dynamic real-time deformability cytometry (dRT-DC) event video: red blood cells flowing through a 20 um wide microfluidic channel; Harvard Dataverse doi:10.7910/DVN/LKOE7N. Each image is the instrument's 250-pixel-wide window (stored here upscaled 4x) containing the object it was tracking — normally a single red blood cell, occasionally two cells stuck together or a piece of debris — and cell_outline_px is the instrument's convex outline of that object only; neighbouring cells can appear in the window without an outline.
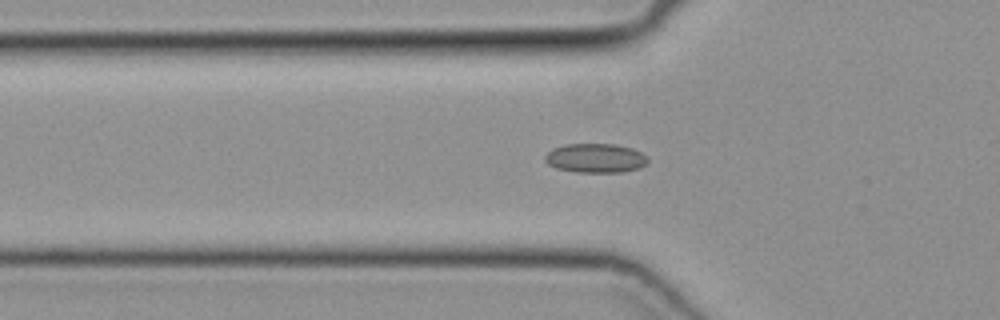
{"species": "common noctule bat (a hibernating species)", "species_latin": "Nyctalus noctula", "temperature_condition": "cold", "stored_images_in_passage": 46, "segment_of_instrument_passage": [1, 2], "camera_frame_rate_fps": 3000, "um_per_image_px": 0.085, "animal": {"sex": "female", "body_mass_g": 19.3, "forearm_length_mm": 54.1}, "frame": {"image": 1, "passage_image": 12, "time_ms": 3.667, "image_size_px": [1000, 320], "cell_outline_px": [[648, 160], [640, 168], [624, 172], [576, 172], [556, 168], [548, 164], [544, 160], [544, 156], [552, 148], [564, 144], [616, 144], [632, 148], [648, 156]], "centroid_in_image_um": [50.6, 13.44], "position_along_channel_um": 75.2, "area_um2": 17.63}}
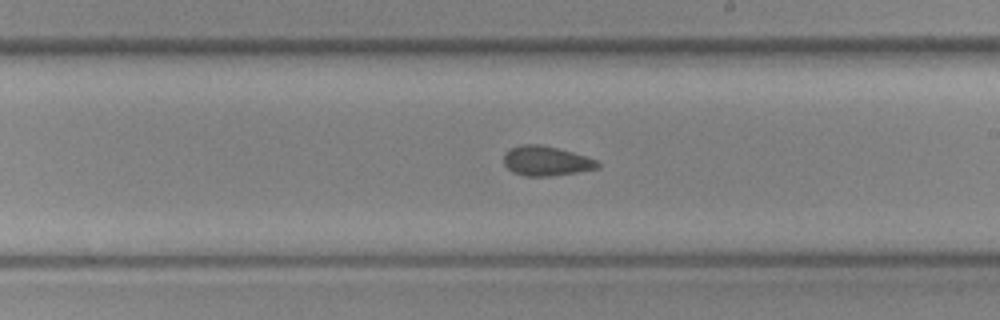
{"frame": {"image": 2, "passage_image": 24, "time_ms": 7.667, "image_size_px": [1000, 320], "cell_outline_px": [[600, 168], [552, 176], [524, 176], [512, 172], [504, 164], [504, 152], [520, 144], [540, 144], [572, 152], [596, 160], [600, 164]], "centroid_in_image_um": [46.4, 13.68], "position_along_channel_um": 242.6, "area_um2": 16.18}}
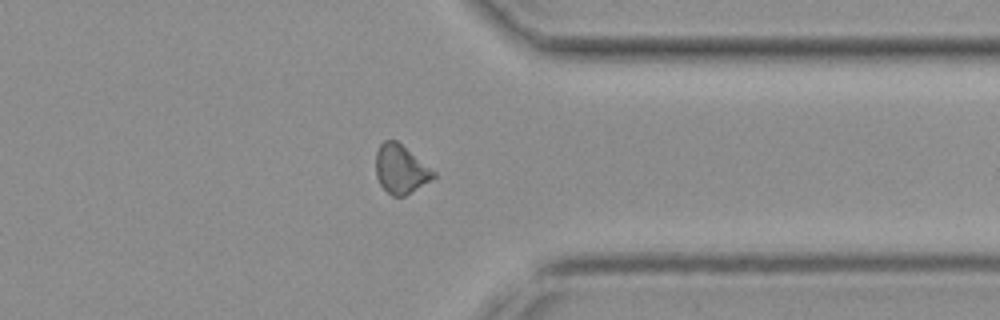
{"frame": {"image": 3, "passage_image": 34, "time_ms": 11.0, "image_size_px": [1000, 320], "cell_outline_px": [[436, 176], [432, 180], [404, 196], [392, 196], [380, 184], [376, 176], [376, 152], [380, 144], [384, 140], [396, 140], [436, 172]], "centroid_in_image_um": [34.06, 14.38], "position_along_channel_um": 377.3, "area_um2": 16.24}}